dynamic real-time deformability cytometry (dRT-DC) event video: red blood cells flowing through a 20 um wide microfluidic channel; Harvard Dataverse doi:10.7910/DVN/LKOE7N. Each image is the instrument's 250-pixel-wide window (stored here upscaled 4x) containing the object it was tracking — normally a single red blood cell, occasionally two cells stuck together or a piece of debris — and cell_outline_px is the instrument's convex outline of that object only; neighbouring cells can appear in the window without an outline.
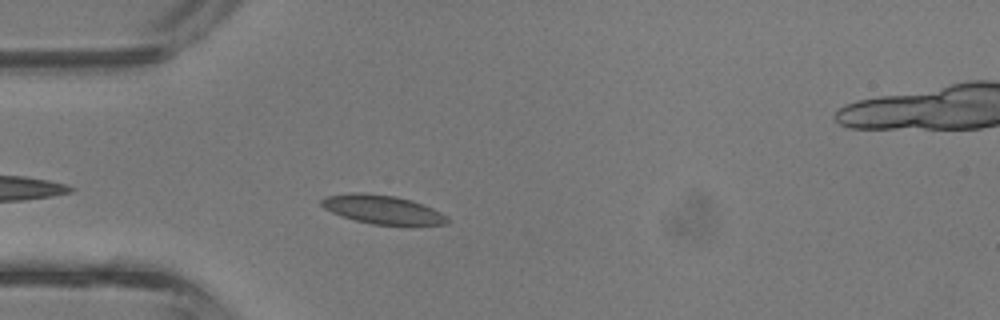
{"species": "common noctule bat (a hibernating species)", "species_latin": "Nyctalus noctula", "temperature_condition": "room temperature", "stored_images_in_passage": 10, "camera_frame_rate_fps": 3000, "um_per_image_px": 0.085, "animal": {"sex": "male", "body_mass_g": 13.3}, "frame": {"image": 1, "passage_image": 3, "time_ms": 0.667, "image_size_px": [1000, 320], "cell_outline_px": [[452, 220], [448, 224], [412, 228], [372, 224], [340, 216], [324, 208], [320, 204], [320, 200], [324, 196], [352, 192], [360, 192], [396, 196], [412, 200], [424, 204], [448, 216]], "centroid_in_image_um": [32.62, 17.86], "position_along_channel_um": 52.4, "area_um2": 22.2}}
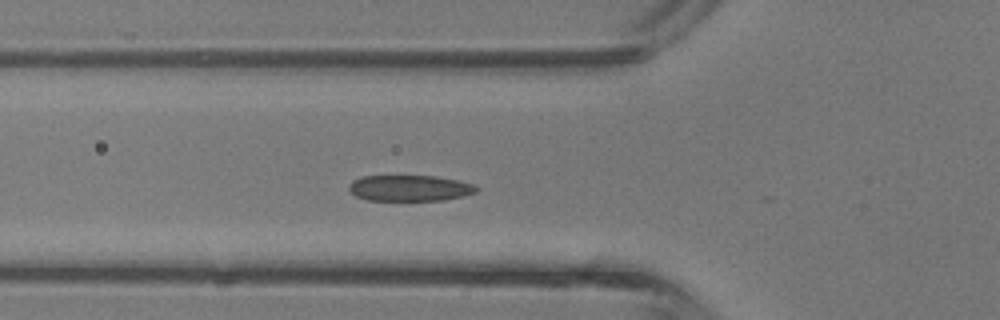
{"frame": {"image": 2, "passage_image": 6, "time_ms": 1.667, "image_size_px": [1000, 320], "cell_outline_px": [[480, 188], [476, 192], [464, 196], [444, 200], [368, 200], [356, 196], [348, 192], [348, 184], [352, 180], [360, 176], [436, 176], [456, 180], [472, 184]], "centroid_in_image_um": [34.78, 15.99], "position_along_channel_um": 91.0, "area_um2": 19.42}}
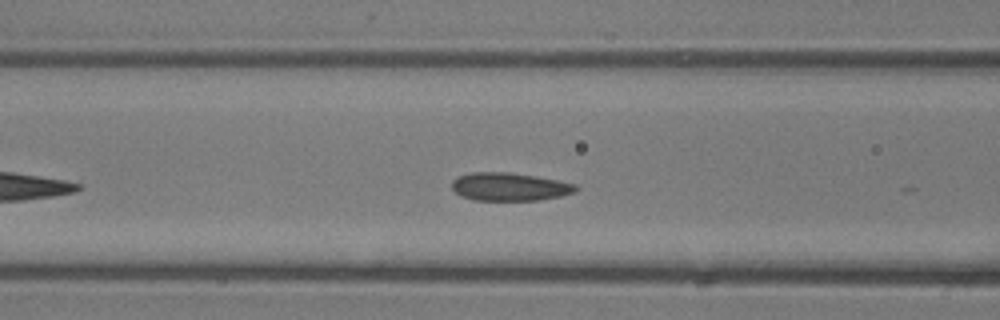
{"frame": {"image": 3, "passage_image": 8, "time_ms": 2.333, "image_size_px": [1000, 320], "cell_outline_px": [[580, 188], [576, 192], [560, 196], [536, 200], [476, 200], [460, 196], [452, 188], [452, 180], [460, 176], [472, 172], [508, 172], [536, 176], [576, 184]], "centroid_in_image_um": [43.33, 15.87], "position_along_channel_um": 123.3, "area_um2": 20.23}}